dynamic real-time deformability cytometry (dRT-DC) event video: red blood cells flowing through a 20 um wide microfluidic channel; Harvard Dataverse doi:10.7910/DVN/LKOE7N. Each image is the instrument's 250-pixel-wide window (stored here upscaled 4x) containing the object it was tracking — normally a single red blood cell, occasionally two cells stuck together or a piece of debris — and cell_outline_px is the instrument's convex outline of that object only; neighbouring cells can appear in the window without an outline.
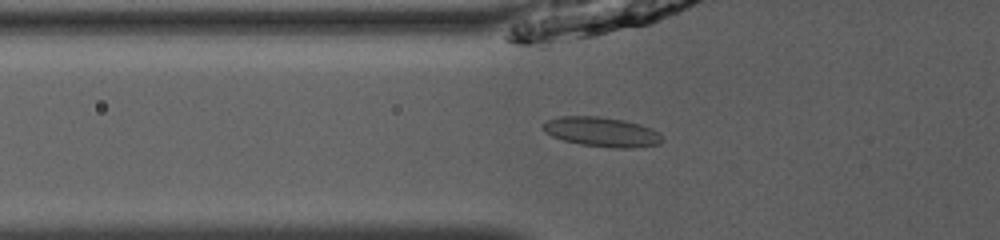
{"species": "common noctule bat (a hibernating species)", "species_latin": "Nyctalus noctula", "temperature_condition": "room temperature", "stored_images_in_passage": 37, "camera_frame_rate_fps": 3000, "um_per_image_px": 0.085, "animal": {"sex": "male", "body_mass_g": 13.0, "forearm_length_mm": 53.1}, "frame": {"image": 1, "passage_image": 4, "time_ms": 1.0, "image_size_px": [1000, 240], "cell_outline_px": [[664, 140], [660, 144], [632, 148], [616, 148], [580, 144], [564, 140], [552, 136], [544, 132], [544, 124], [548, 120], [560, 116], [600, 116], [624, 120], [640, 124], [652, 128], [660, 132], [664, 136]], "centroid_in_image_um": [51.22, 11.21], "position_along_channel_um": 74.6, "area_um2": 20.69}}
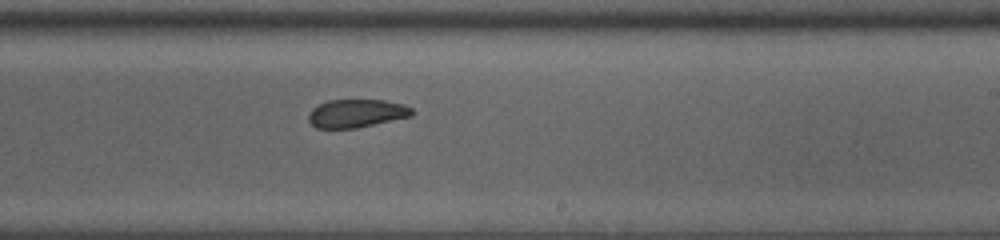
{"frame": {"image": 2, "passage_image": 18, "time_ms": 5.667, "image_size_px": [1000, 240], "cell_outline_px": [[416, 112], [412, 116], [356, 128], [316, 128], [308, 120], [308, 116], [312, 108], [328, 100], [384, 100], [404, 104], [412, 108]], "centroid_in_image_um": [30.33, 9.63], "position_along_channel_um": 258.7, "area_um2": 17.05}}
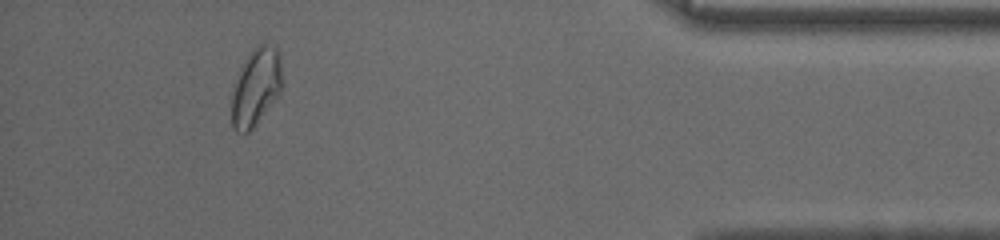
{"frame": {"image": 3, "passage_image": 33, "time_ms": 10.667, "image_size_px": [1000, 240], "cell_outline_px": [[280, 92], [252, 128], [248, 132], [236, 132], [232, 128], [232, 96], [236, 80], [244, 60], [252, 48], [256, 44], [264, 44], [276, 48], [280, 52]], "centroid_in_image_um": [21.73, 7.37], "position_along_channel_um": 413.5, "area_um2": 22.2}, "authors_computed_cell_mechanics": {"area_um2": 18.9584, "velocity_mm_per_s": 3.9256, "shape_relaxation_time_tau1_ms": null, "shape_relaxation_time_tau2_ms": 1.9995, "deformation_change_tau1": null, "deformation_change_tau2": 0.0622}}